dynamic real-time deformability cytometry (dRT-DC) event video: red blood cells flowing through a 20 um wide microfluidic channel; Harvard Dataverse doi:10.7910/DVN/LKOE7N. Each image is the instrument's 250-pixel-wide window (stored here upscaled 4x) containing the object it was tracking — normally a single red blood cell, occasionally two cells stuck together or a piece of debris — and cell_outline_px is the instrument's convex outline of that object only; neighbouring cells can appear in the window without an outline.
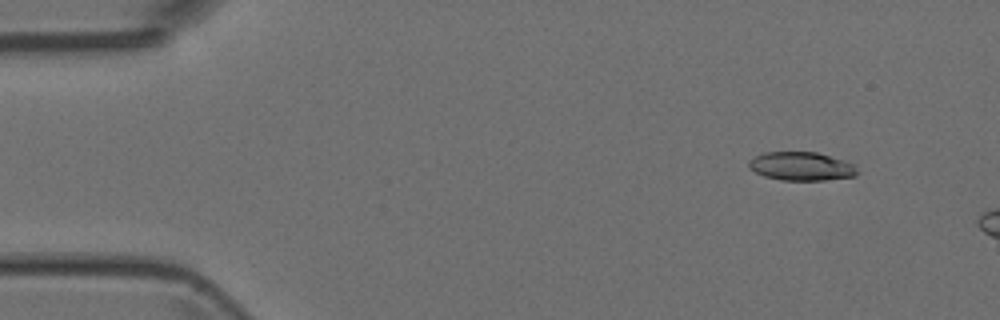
{"species": "Egyptian fruit bat (a non-hibernating species)", "species_latin": "Rousettus aegyptiacus", "temperature_condition": "room temperature", "stored_images_in_passage": 9, "camera_frame_rate_fps": 3000, "um_per_image_px": 0.085, "animal": {"sex": "female"}, "frame": {"image": 1, "passage_image": 1, "time_ms": 0.0, "image_size_px": [1000, 320], "cell_outline_px": [[860, 172], [856, 176], [824, 180], [780, 180], [764, 176], [748, 168], [748, 160], [764, 152], [816, 152], [844, 160], [852, 164]], "centroid_in_image_um": [68.1, 14.14], "position_along_channel_um": 16.9, "area_um2": 18.09}}